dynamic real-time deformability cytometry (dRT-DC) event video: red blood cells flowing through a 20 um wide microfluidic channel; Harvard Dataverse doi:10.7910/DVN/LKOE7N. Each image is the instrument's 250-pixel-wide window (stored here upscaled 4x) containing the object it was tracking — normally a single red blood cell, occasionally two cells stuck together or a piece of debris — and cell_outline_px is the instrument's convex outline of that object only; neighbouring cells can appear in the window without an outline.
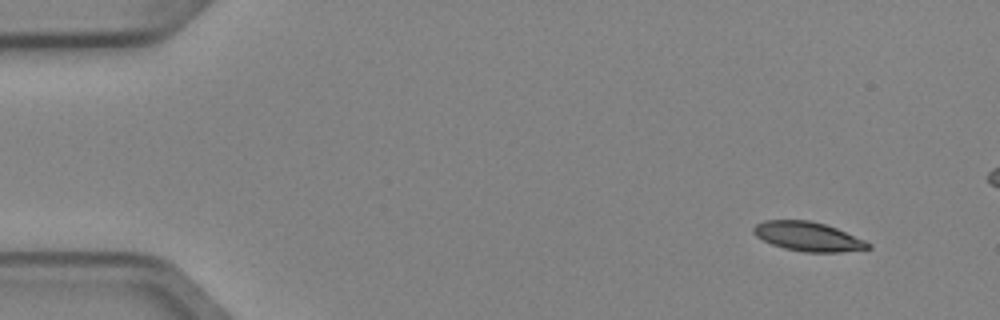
{"species": "Egyptian fruit bat (a non-hibernating species)", "species_latin": "Rousettus aegyptiacus", "temperature_condition": "cold", "stored_images_in_passage": 5, "camera_frame_rate_fps": 3000, "um_per_image_px": 0.085, "animal": {"sex": "female"}, "frame": {"image": 1, "passage_image": 1, "time_ms": 0.0, "image_size_px": [1000, 320], "cell_outline_px": [[872, 248], [840, 252], [804, 252], [784, 248], [772, 244], [756, 236], [752, 232], [752, 228], [756, 224], [764, 220], [812, 220], [836, 228], [864, 240], [872, 244]], "centroid_in_image_um": [68.67, 20.1], "position_along_channel_um": 16.3, "area_um2": 19.48}}